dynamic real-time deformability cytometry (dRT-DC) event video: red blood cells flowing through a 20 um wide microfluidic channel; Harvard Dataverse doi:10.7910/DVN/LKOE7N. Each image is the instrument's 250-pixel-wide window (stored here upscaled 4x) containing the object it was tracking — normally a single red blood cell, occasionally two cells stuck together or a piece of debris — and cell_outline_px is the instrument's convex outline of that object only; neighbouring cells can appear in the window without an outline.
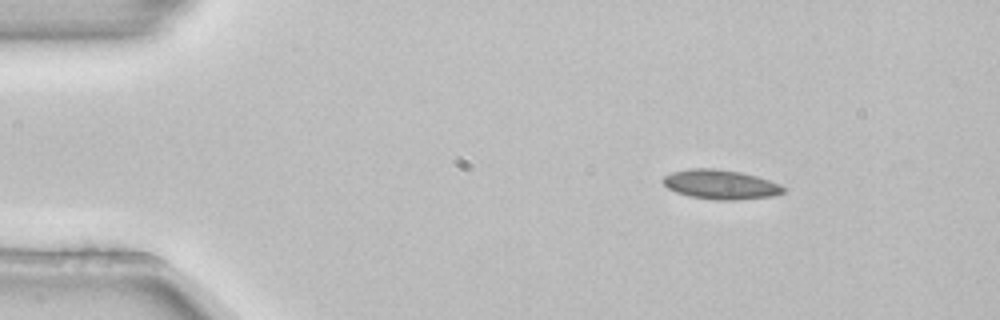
{"species": "common noctule bat (a hibernating species)", "species_latin": "Nyctalus noctula", "temperature_condition": "room temperature", "stored_images_in_passage": 3, "camera_frame_rate_fps": 3000, "um_per_image_px": 0.085, "animal": {"sex": "female", "body_mass_g": 22.7, "forearm_length_mm": 54.2}, "frame": {"image": 1, "passage_image": 1, "time_ms": 0.0, "image_size_px": [1000, 320], "cell_outline_px": [[788, 188], [784, 192], [772, 196], [732, 200], [716, 200], [692, 196], [676, 192], [668, 188], [660, 180], [664, 176], [672, 172], [688, 168], [712, 168], [740, 172], [756, 176], [780, 184]], "centroid_in_image_um": [61.24, 15.67], "position_along_channel_um": 23.8, "area_um2": 20.58}}
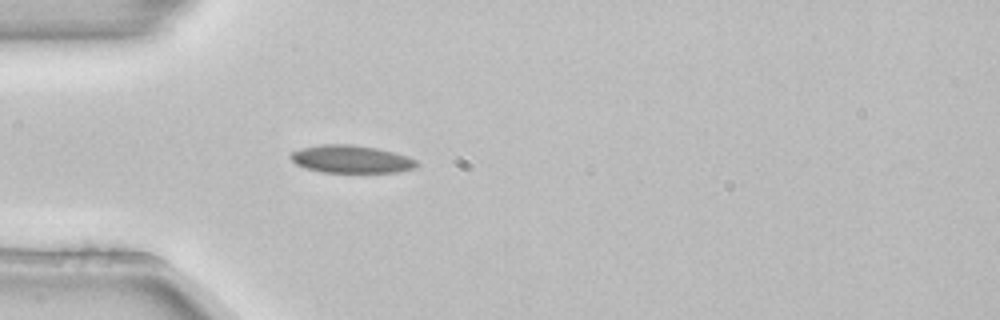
{"frame": {"image": 2, "passage_image": 3, "time_ms": 0.667, "image_size_px": [1000, 320], "cell_outline_px": [[420, 164], [416, 168], [396, 172], [320, 172], [304, 168], [296, 164], [288, 156], [292, 152], [300, 148], [320, 144], [352, 144], [376, 148], [396, 152], [408, 156], [416, 160]], "centroid_in_image_um": [29.85, 13.52], "position_along_channel_um": 55.1, "area_um2": 20.63}}